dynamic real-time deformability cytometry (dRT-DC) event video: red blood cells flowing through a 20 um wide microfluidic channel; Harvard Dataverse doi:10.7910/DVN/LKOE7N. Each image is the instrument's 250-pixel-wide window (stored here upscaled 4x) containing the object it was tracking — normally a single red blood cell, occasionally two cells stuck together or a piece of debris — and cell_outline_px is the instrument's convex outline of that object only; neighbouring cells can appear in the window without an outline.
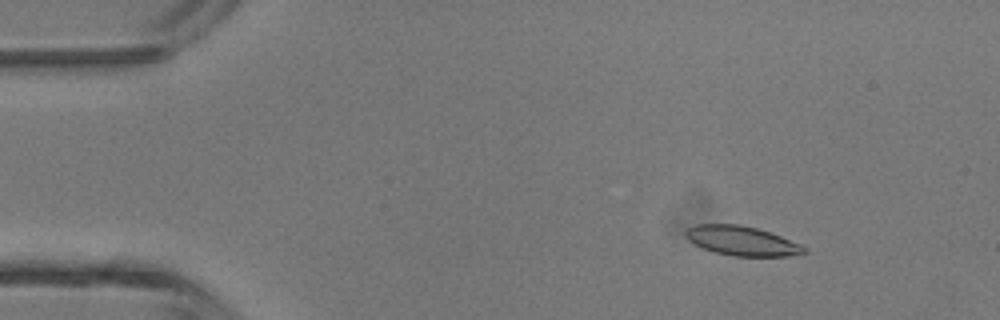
{"species": "common noctule bat (a hibernating species)", "species_latin": "Nyctalus noctula", "temperature_condition": "room temperature", "stored_images_in_passage": 46, "camera_frame_rate_fps": 3000, "um_per_image_px": 0.085, "animal": {"sex": "male", "body_mass_g": 13.3}, "frame": {"image": 1, "passage_image": 6, "time_ms": 1.667, "image_size_px": [1000, 320], "cell_outline_px": [[808, 252], [788, 256], [732, 256], [716, 252], [704, 248], [688, 240], [684, 236], [684, 232], [688, 228], [696, 224], [740, 224], [756, 228], [780, 236], [800, 244], [808, 248]], "centroid_in_image_um": [63.06, 20.47], "position_along_channel_um": 21.9, "area_um2": 20.23}}
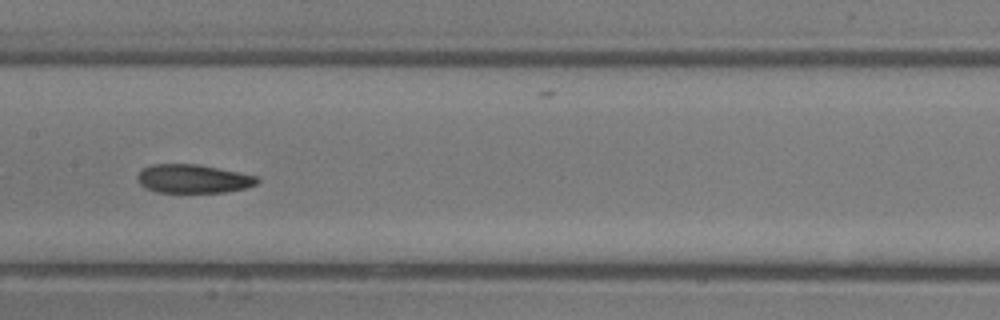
{"frame": {"image": 2, "passage_image": 23, "time_ms": 7.333, "image_size_px": [1000, 320], "cell_outline_px": [[260, 180], [256, 184], [244, 188], [228, 192], [156, 192], [144, 188], [136, 180], [136, 176], [144, 168], [152, 164], [196, 164], [256, 176]], "centroid_in_image_um": [16.36, 15.2], "position_along_channel_um": 191.0, "area_um2": 19.83}}
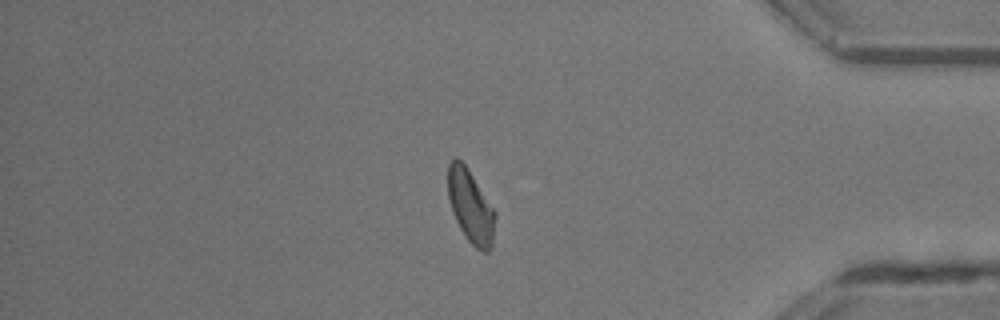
{"frame": {"image": 3, "passage_image": 39, "time_ms": 12.667, "image_size_px": [1000, 320], "cell_outline_px": [[496, 216], [492, 248], [488, 252], [484, 252], [476, 248], [468, 240], [460, 228], [452, 212], [448, 196], [448, 164], [456, 156], [464, 164], [496, 212]], "centroid_in_image_um": [40.01, 17.57], "position_along_channel_um": 395.2, "area_um2": 19.94}, "authors_computed_cell_mechanics": {"area_um2": 20.4034, "velocity_mm_per_s": 4.4392, "shape_relaxation_time_tau1_ms": null, "shape_relaxation_time_tau2_ms": 3.2881, "deformation_change_tau1": null, "deformation_change_tau2": 0.1122}}